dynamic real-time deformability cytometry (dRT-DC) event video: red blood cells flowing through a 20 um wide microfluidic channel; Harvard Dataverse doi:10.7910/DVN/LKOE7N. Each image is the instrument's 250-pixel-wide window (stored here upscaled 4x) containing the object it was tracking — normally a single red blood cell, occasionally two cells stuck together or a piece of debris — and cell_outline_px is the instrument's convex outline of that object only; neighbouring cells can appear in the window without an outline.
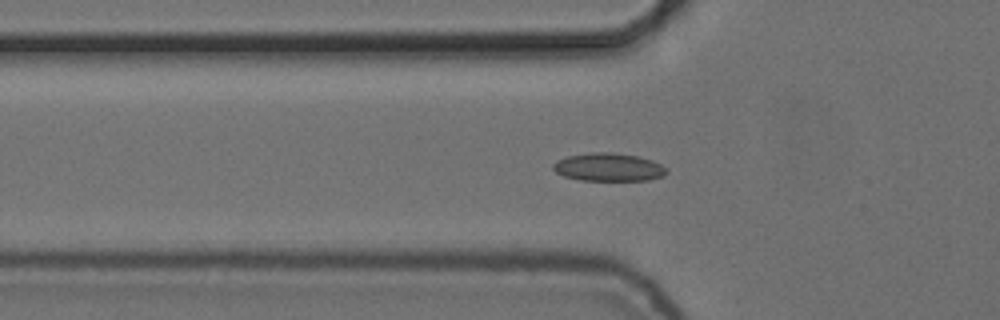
{"species": "common noctule bat (a hibernating species)", "species_latin": "Nyctalus noctula", "temperature_condition": "cold", "stored_images_in_passage": 39, "camera_frame_rate_fps": 3000, "um_per_image_px": 0.085, "animal": {"sex": "female", "body_mass_g": 24.6, "forearm_length_mm": 56.2}, "frame": {"image": 1, "passage_image": 2, "time_ms": 0.333, "image_size_px": [1000, 320], "cell_outline_px": [[668, 172], [664, 176], [648, 180], [580, 180], [564, 176], [556, 172], [552, 168], [552, 164], [556, 160], [568, 156], [592, 152], [612, 152], [640, 156], [652, 160], [668, 168]], "centroid_in_image_um": [51.75, 14.2], "position_along_channel_um": 74.1, "area_um2": 18.73}}
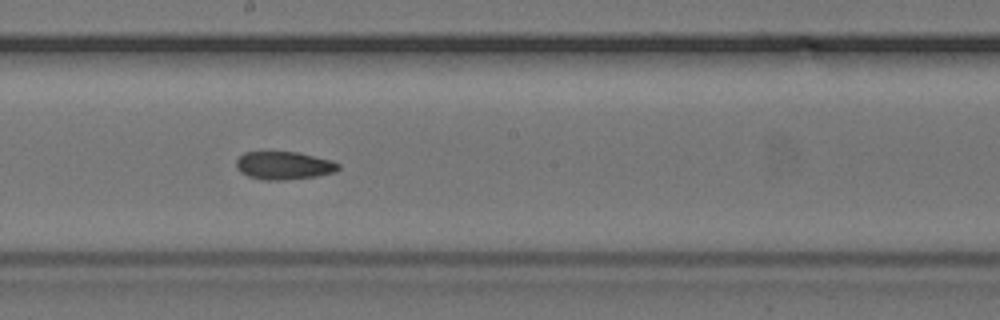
{"frame": {"image": 2, "passage_image": 14, "time_ms": 4.333, "image_size_px": [1000, 320], "cell_outline_px": [[340, 168], [336, 172], [316, 176], [284, 180], [264, 180], [248, 176], [240, 172], [236, 168], [236, 160], [244, 152], [300, 152], [332, 160], [340, 164]], "centroid_in_image_um": [24.15, 14.07], "position_along_channel_um": 224.1, "area_um2": 16.82}}
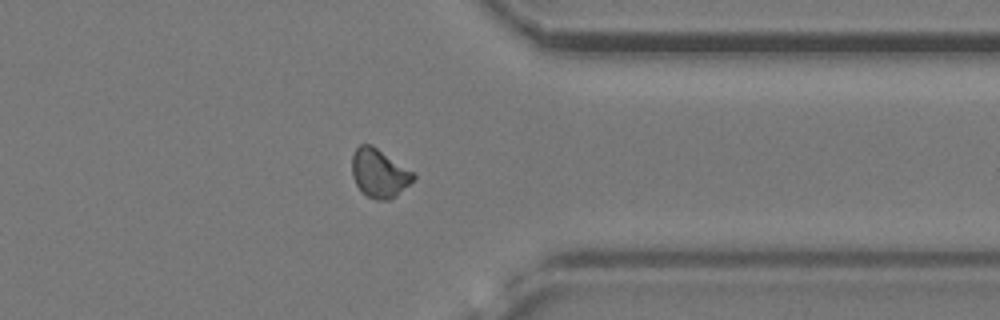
{"frame": {"image": 3, "passage_image": 27, "time_ms": 8.667, "image_size_px": [1000, 320], "cell_outline_px": [[416, 176], [396, 196], [388, 200], [376, 200], [368, 196], [356, 184], [352, 176], [352, 152], [360, 144], [372, 144], [416, 172]], "centroid_in_image_um": [32.24, 14.68], "position_along_channel_um": 379.2, "area_um2": 17.51}, "authors_computed_cell_mechanics": {"area_um2": 17.051, "velocity_mm_per_s": 3.7282, "shape_relaxation_time_tau1_ms": null, "shape_relaxation_time_tau2_ms": 3.9277, "deformation_change_tau1": null, "deformation_change_tau2": 0.0696}}